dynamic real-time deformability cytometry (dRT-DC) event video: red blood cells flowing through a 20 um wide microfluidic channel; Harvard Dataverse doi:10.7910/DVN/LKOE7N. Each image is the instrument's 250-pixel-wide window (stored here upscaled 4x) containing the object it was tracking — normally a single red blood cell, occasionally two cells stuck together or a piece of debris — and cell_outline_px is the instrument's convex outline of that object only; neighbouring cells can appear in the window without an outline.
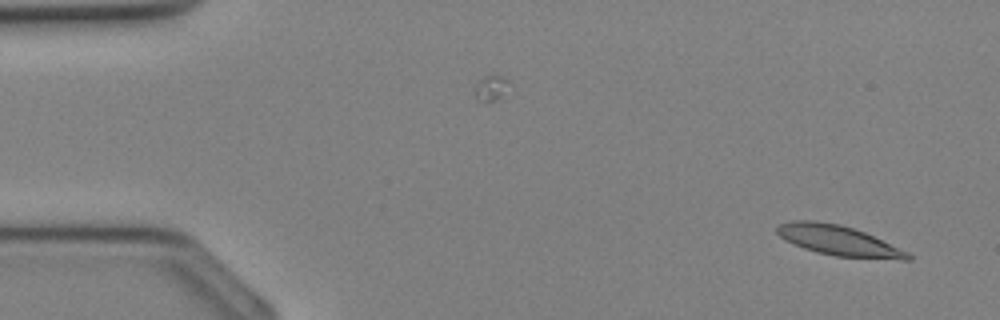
{"species": "Egyptian fruit bat (a non-hibernating species)", "species_latin": "Rousettus aegyptiacus", "temperature_condition": "cold", "stored_images_in_passage": 33, "camera_frame_rate_fps": 3000, "um_per_image_px": 0.085, "animal": {"sex": "female"}, "frame": {"image": 1, "passage_image": 1, "time_ms": 0.0, "image_size_px": [1000, 320], "cell_outline_px": [[912, 260], [900, 260], [836, 256], [816, 252], [804, 248], [784, 240], [776, 232], [776, 228], [780, 224], [792, 220], [816, 220], [840, 224], [864, 232], [908, 252], [912, 256]], "centroid_in_image_um": [71.26, 20.44], "position_along_channel_um": 13.7, "area_um2": 22.89}}
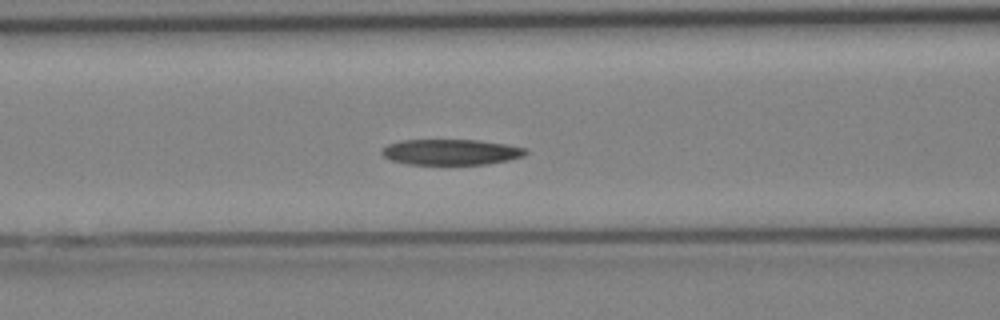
{"frame": {"image": 2, "passage_image": 13, "time_ms": 4.0, "image_size_px": [1000, 320], "cell_outline_px": [[528, 152], [524, 156], [508, 160], [484, 164], [408, 164], [392, 160], [384, 156], [380, 152], [388, 144], [400, 140], [476, 140], [504, 144], [524, 148]], "centroid_in_image_um": [38.31, 12.92], "position_along_channel_um": 128.3, "area_um2": 21.27}}
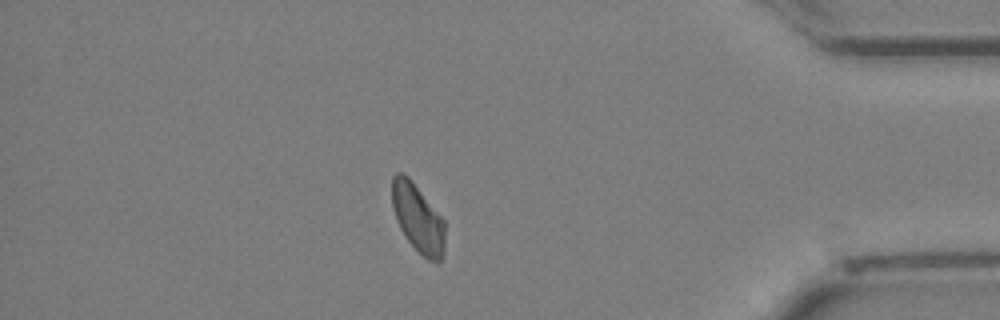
{"frame": {"image": 3, "passage_image": 29, "time_ms": 9.333, "image_size_px": [1000, 320], "cell_outline_px": [[444, 248], [440, 260], [428, 260], [408, 240], [400, 228], [396, 220], [392, 208], [392, 176], [396, 172], [404, 172], [412, 180], [444, 220]], "centroid_in_image_um": [35.48, 18.48], "position_along_channel_um": 399.7, "area_um2": 20.81}}